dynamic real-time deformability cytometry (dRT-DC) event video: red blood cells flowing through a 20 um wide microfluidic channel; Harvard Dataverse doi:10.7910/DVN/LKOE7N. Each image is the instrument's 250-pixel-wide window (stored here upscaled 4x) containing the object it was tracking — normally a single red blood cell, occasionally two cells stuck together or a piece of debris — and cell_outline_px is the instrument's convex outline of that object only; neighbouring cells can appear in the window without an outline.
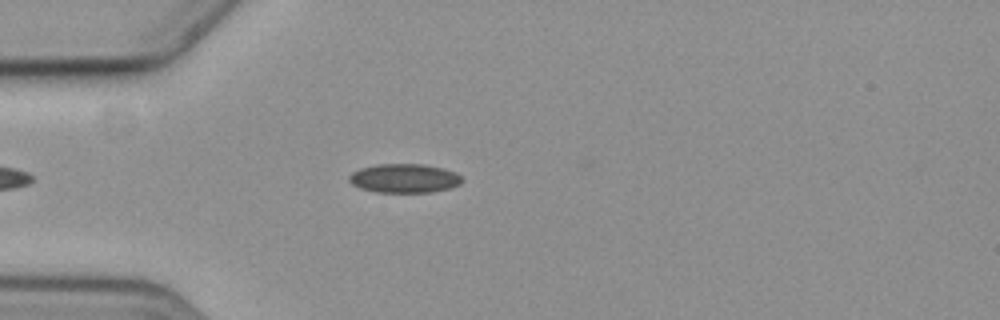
{"species": "common noctule bat (a hibernating species)", "species_latin": "Nyctalus noctula", "temperature_condition": "cold", "stored_images_in_passage": 43, "camera_frame_rate_fps": 3000, "um_per_image_px": 0.085, "animal": {"sex": "female", "body_mass_g": 19.3, "forearm_length_mm": 54.1}, "frame": {"image": 1, "passage_image": 9, "time_ms": 2.667, "image_size_px": [1000, 320], "cell_outline_px": [[464, 180], [460, 184], [452, 188], [432, 192], [376, 192], [360, 188], [352, 184], [348, 180], [348, 176], [352, 172], [360, 168], [376, 164], [424, 164], [444, 168], [456, 172]], "centroid_in_image_um": [34.38, 15.15], "position_along_channel_um": 50.6, "area_um2": 19.31}}
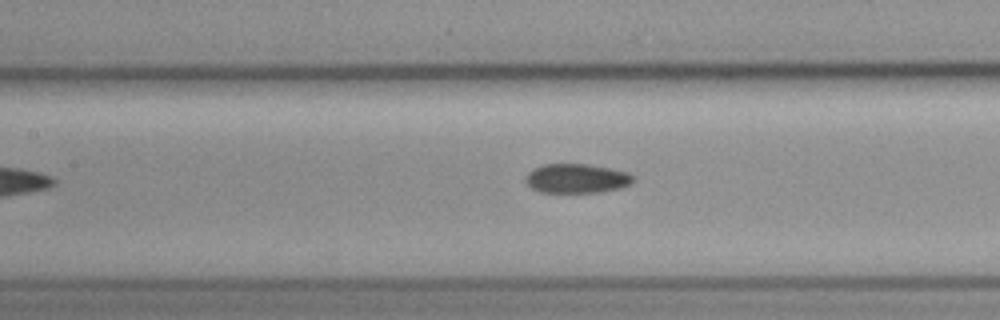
{"frame": {"image": 2, "passage_image": 19, "time_ms": 6.0, "image_size_px": [1000, 320], "cell_outline_px": [[636, 180], [632, 184], [624, 188], [604, 192], [540, 192], [532, 188], [524, 180], [524, 176], [532, 168], [544, 164], [588, 164], [612, 168], [628, 172], [636, 176]], "centroid_in_image_um": [49.08, 15.17], "position_along_channel_um": 158.3, "area_um2": 18.9}}
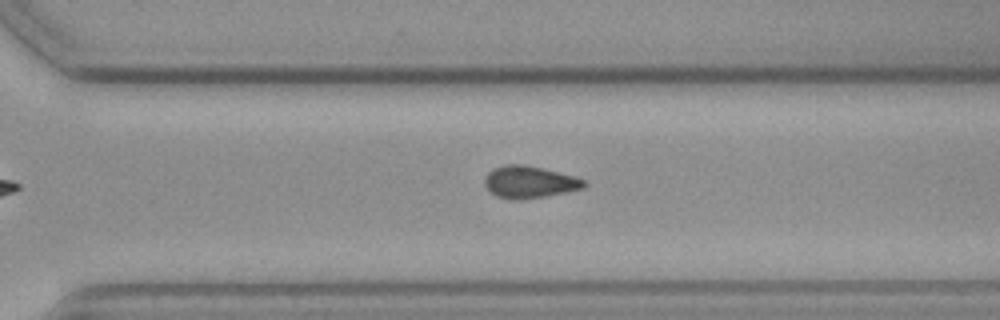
{"frame": {"image": 3, "passage_image": 33, "time_ms": 10.667, "image_size_px": [1000, 320], "cell_outline_px": [[588, 184], [584, 188], [568, 192], [520, 200], [512, 200], [496, 196], [484, 184], [484, 180], [488, 172], [492, 168], [504, 164], [524, 164], [544, 168], [576, 176], [584, 180]], "centroid_in_image_um": [45.02, 15.46], "position_along_channel_um": 325.6, "area_um2": 18.84}}